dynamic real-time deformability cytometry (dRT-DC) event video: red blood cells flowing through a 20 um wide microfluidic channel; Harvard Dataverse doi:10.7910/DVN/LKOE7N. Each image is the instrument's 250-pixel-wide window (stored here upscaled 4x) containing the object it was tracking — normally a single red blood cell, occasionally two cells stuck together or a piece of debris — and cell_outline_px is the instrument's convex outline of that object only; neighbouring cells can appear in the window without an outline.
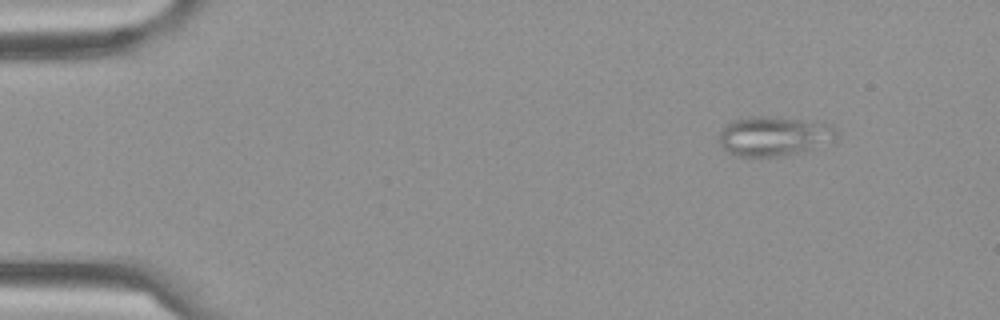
{"species": "Egyptian fruit bat (a non-hibernating species)", "species_latin": "Rousettus aegyptiacus", "temperature_condition": "cold", "stored_images_in_passage": 5, "camera_frame_rate_fps": 3000, "um_per_image_px": 0.085, "frame": {"image": 1, "passage_image": 2, "time_ms": 0.333, "image_size_px": [1000, 320], "cell_outline_px": [[840, 132], [836, 140], [796, 152], [772, 156], [736, 156], [728, 152], [720, 144], [720, 132], [732, 120], [752, 116], [760, 116], [796, 120], [824, 124]], "centroid_in_image_um": [65.73, 11.57], "position_along_channel_um": 19.3, "area_um2": 26.01}}
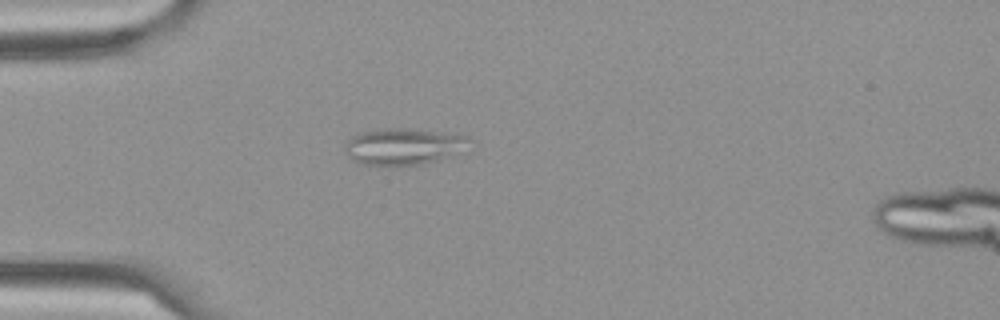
{"frame": {"image": 2, "passage_image": 5, "time_ms": 1.333, "image_size_px": [1000, 320], "cell_outline_px": [[472, 140], [468, 152], [424, 164], [360, 164], [352, 160], [348, 156], [344, 148], [344, 144], [356, 132], [376, 128], [408, 128], [444, 132], [468, 136]], "centroid_in_image_um": [34.37, 12.42], "position_along_channel_um": 50.6, "area_um2": 27.22}}